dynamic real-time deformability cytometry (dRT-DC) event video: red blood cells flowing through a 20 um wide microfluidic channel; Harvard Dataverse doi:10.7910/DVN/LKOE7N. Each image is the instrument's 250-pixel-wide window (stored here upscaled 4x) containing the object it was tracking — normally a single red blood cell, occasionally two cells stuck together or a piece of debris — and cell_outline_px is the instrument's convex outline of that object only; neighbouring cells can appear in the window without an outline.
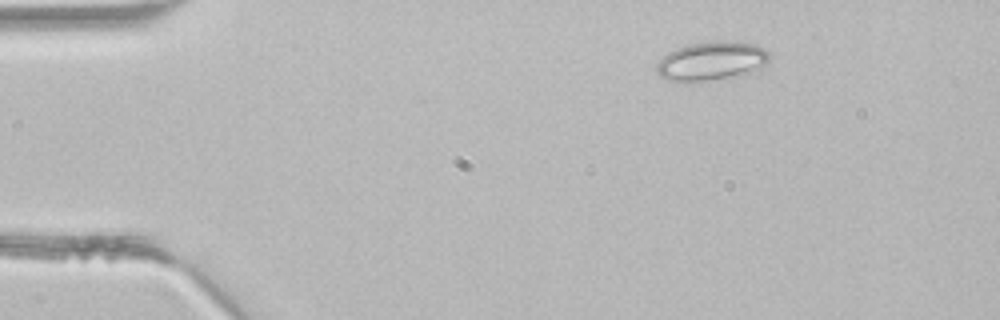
{"species": "common noctule bat (a hibernating species)", "species_latin": "Nyctalus noctula", "temperature_condition": "room temperature", "stored_images_in_passage": 3, "camera_frame_rate_fps": 3000, "um_per_image_px": 0.085, "animal": {"sex": "male", "body_mass_g": 21.5, "forearm_length_mm": 52.0}, "frame": {"image": 1, "passage_image": 1, "time_ms": 0.0, "image_size_px": [1000, 320], "cell_outline_px": [[768, 60], [764, 64], [748, 72], [708, 80], [664, 80], [656, 72], [656, 64], [668, 52], [676, 48], [692, 44], [716, 40], [732, 40], [752, 44], [764, 48], [768, 52]], "centroid_in_image_um": [60.43, 5.14], "position_along_channel_um": 24.6, "area_um2": 24.8}}